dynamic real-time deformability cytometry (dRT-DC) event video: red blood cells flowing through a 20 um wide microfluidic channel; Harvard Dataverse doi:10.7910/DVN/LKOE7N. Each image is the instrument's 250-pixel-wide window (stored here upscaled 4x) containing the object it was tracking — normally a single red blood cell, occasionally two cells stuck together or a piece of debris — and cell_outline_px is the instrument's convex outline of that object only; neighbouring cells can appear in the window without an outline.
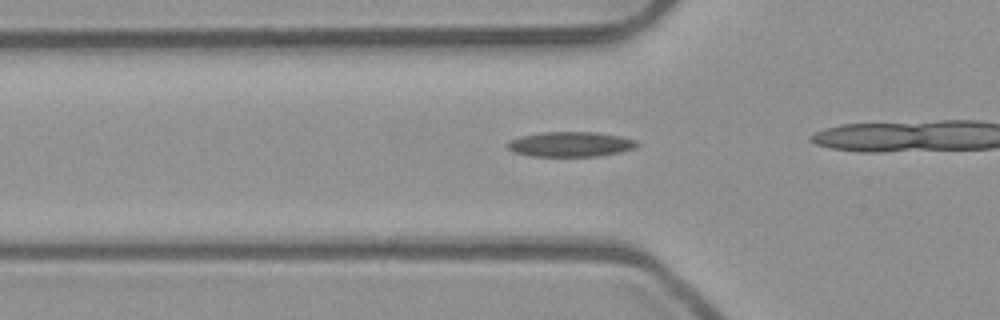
{"species": "common noctule bat (a hibernating species)", "species_latin": "Nyctalus noctula", "temperature_condition": "room temperature", "stored_images_in_passage": 21, "camera_frame_rate_fps": 3000, "um_per_image_px": 0.085, "animal": {"sex": "male", "body_mass_g": 23.1, "forearm_length_mm": 52.7}, "frame": {"image": 1, "passage_image": 4, "time_ms": 1.0, "image_size_px": [1000, 320], "cell_outline_px": [[640, 144], [636, 148], [620, 152], [600, 156], [532, 156], [512, 152], [504, 144], [508, 140], [520, 136], [540, 132], [596, 132], [620, 136], [636, 140]], "centroid_in_image_um": [48.46, 12.26], "position_along_channel_um": 77.3, "area_um2": 19.13}}
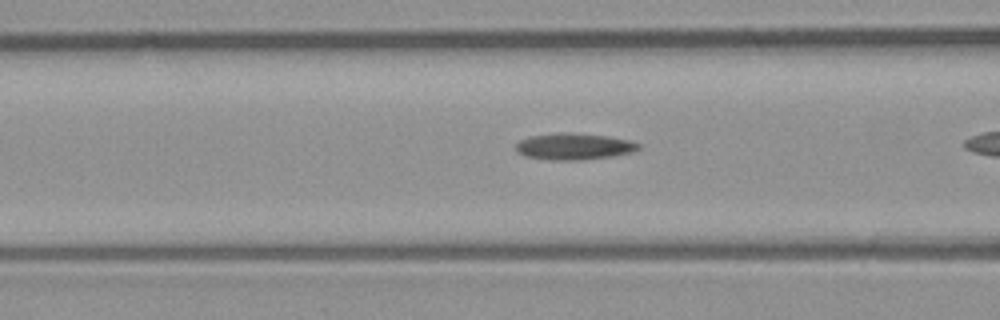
{"frame": {"image": 2, "passage_image": 7, "time_ms": 2.0, "image_size_px": [1000, 320], "cell_outline_px": [[640, 148], [632, 152], [612, 156], [584, 160], [552, 160], [524, 156], [516, 152], [516, 144], [520, 140], [532, 136], [556, 132], [572, 132], [608, 136], [628, 140], [640, 144]], "centroid_in_image_um": [48.77, 12.44], "position_along_channel_um": 117.8, "area_um2": 19.07}}
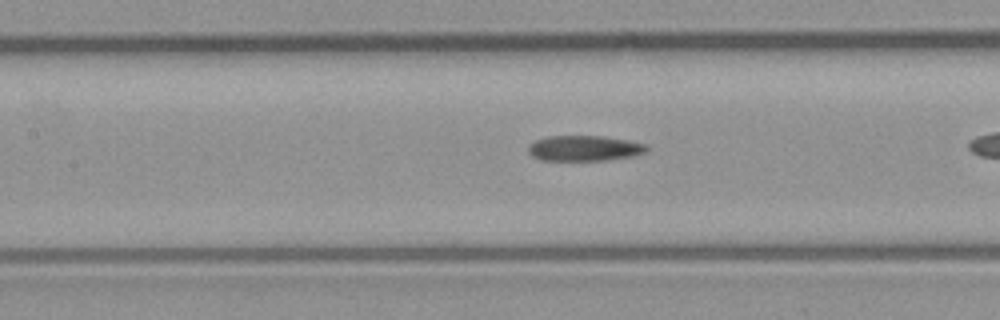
{"frame": {"image": 3, "passage_image": 10, "time_ms": 3.0, "image_size_px": [1000, 320], "cell_outline_px": [[648, 152], [632, 156], [608, 160], [540, 160], [532, 156], [528, 152], [528, 144], [536, 140], [548, 136], [604, 136], [628, 140], [648, 144]], "centroid_in_image_um": [49.69, 12.6], "position_along_channel_um": 157.7, "area_um2": 17.74}}